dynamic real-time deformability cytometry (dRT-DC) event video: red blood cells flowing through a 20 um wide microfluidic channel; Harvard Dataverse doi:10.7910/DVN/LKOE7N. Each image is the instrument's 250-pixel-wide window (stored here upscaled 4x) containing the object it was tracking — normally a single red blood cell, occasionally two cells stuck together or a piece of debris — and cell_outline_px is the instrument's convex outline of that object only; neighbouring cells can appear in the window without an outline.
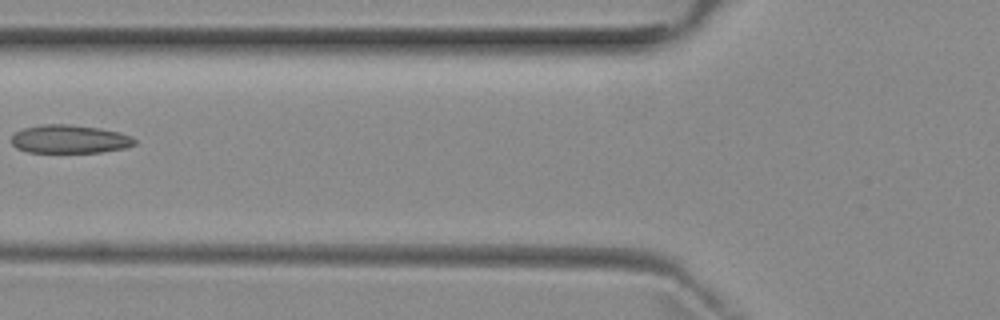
{"species": "common noctule bat (a hibernating species)", "species_latin": "Nyctalus noctula", "temperature_condition": "room temperature", "stored_images_in_passage": 3, "camera_frame_rate_fps": 3000, "um_per_image_px": 0.085, "animal": {"sex": "female", "body_mass_g": 29.2, "forearm_length_mm": 56.3}, "frame": {"image": 1, "passage_image": 2, "time_ms": 1.333, "image_size_px": [1000, 320], "cell_outline_px": [[136, 144], [124, 148], [100, 152], [28, 152], [16, 148], [12, 144], [12, 136], [16, 132], [24, 128], [40, 124], [68, 124], [100, 128], [120, 132], [132, 136], [136, 140]], "centroid_in_image_um": [5.93, 11.82], "position_along_channel_um": 119.9, "area_um2": 20.4}}
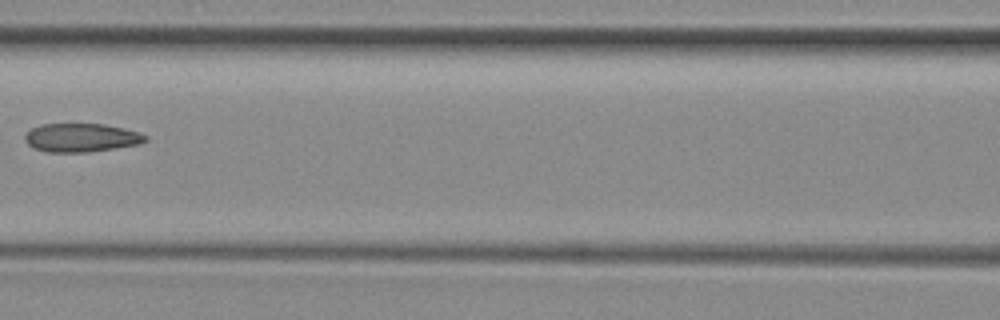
{"frame": {"image": 2, "passage_image": 3, "time_ms": 2.333, "image_size_px": [1000, 320], "cell_outline_px": [[148, 140], [140, 144], [88, 152], [48, 152], [32, 148], [24, 140], [24, 136], [32, 128], [40, 124], [104, 124], [124, 128], [140, 132], [148, 136]], "centroid_in_image_um": [6.92, 11.7], "position_along_channel_um": 159.7, "area_um2": 20.17}}